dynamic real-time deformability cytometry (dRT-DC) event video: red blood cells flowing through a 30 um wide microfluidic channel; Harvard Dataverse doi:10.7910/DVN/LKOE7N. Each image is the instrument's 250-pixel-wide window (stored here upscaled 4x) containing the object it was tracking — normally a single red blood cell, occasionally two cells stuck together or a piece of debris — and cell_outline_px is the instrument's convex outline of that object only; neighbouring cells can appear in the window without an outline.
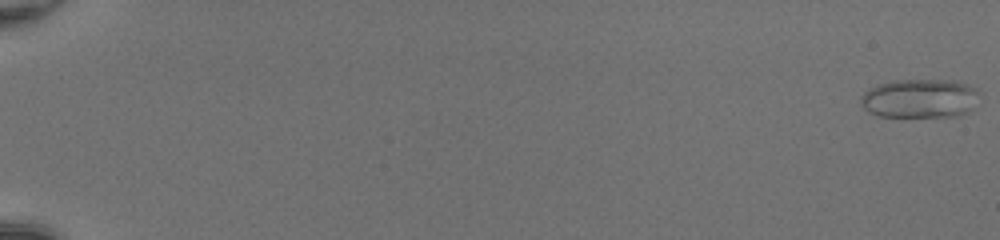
{"species": "common noctule bat (a hibernating species)", "species_latin": "Nyctalus noctula", "temperature_condition": "room temperature", "stored_images_in_passage": 52, "camera_frame_rate_fps": 3000, "um_per_image_px": 0.085, "animal": {"sex": "female", "body_mass_g": 20.0, "forearm_length_mm": 54.0}, "frame": {"image": 1, "passage_image": 1, "time_ms": 0.0, "image_size_px": [1000, 240], "cell_outline_px": [[980, 92], [972, 108], [968, 112], [960, 116], [876, 116], [868, 112], [860, 104], [860, 96], [868, 88], [876, 84], [892, 80], [956, 80], [968, 84], [976, 88]], "centroid_in_image_um": [78.16, 8.35], "position_along_channel_um": 6.8, "area_um2": 27.34}}
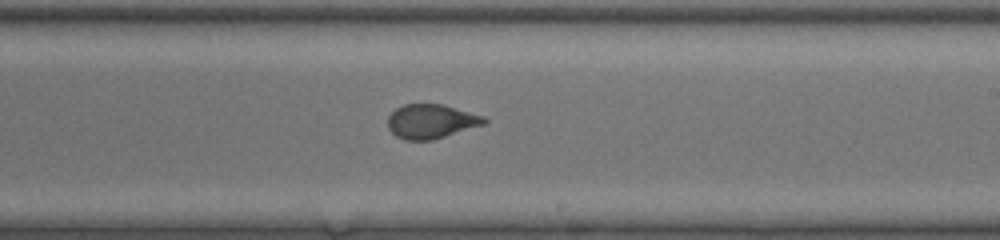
{"frame": {"image": 2, "passage_image": 34, "time_ms": 11.0, "image_size_px": [1000, 240], "cell_outline_px": [[488, 120], [484, 124], [432, 140], [404, 140], [396, 136], [388, 128], [388, 116], [396, 108], [404, 104], [444, 104], [484, 116]], "centroid_in_image_um": [36.63, 10.31], "position_along_channel_um": 252.4, "area_um2": 19.19}}
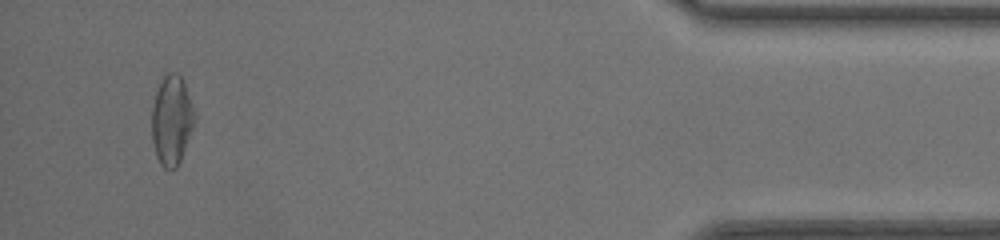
{"frame": {"image": 3, "passage_image": 50, "time_ms": 16.333, "image_size_px": [1000, 240], "cell_outline_px": [[196, 120], [180, 160], [176, 168], [164, 168], [160, 164], [156, 156], [152, 140], [152, 104], [160, 80], [164, 72], [176, 72], [180, 76], [184, 84]], "centroid_in_image_um": [14.56, 10.2], "position_along_channel_um": 420.6, "area_um2": 22.14}, "authors_computed_cell_mechanics": {"area_um2": 20.9525, "velocity_mm_per_s": 4.2331, "shape_relaxation_time_tau1_ms": 10.4373, "shape_relaxation_time_tau2_ms": null, "deformation_change_tau1": 0.2384, "deformation_change_tau2": null}}